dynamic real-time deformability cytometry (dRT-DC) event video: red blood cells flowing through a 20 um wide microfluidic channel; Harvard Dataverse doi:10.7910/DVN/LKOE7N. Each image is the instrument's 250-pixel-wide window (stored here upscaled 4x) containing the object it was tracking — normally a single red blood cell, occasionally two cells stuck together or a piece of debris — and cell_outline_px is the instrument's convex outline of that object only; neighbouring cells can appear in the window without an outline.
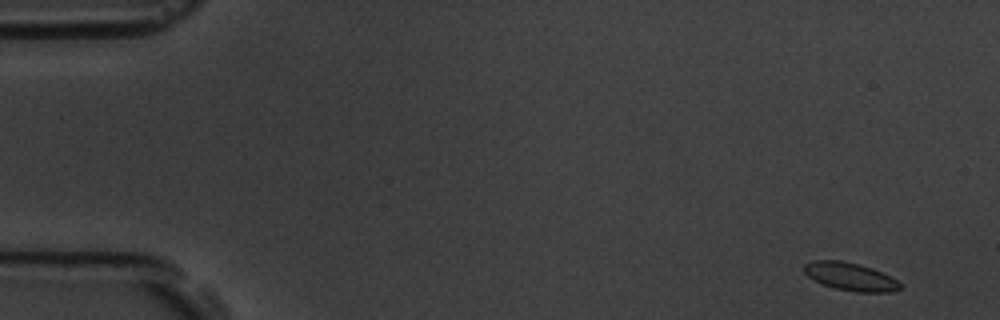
{"species": "common noctule bat (a hibernating species)", "species_latin": "Nyctalus noctula", "temperature_condition": "room temperature", "stored_images_in_passage": 56, "camera_frame_rate_fps": 3000, "um_per_image_px": 0.085, "animal": {"sex": "male", "body_mass_g": 19.5, "forearm_length_mm": 54.6}, "frame": {"image": 1, "passage_image": 2, "time_ms": 0.333, "image_size_px": [1000, 320], "cell_outline_px": [[900, 288], [892, 292], [856, 292], [836, 288], [824, 284], [808, 276], [804, 272], [804, 264], [812, 260], [840, 260], [860, 264], [872, 268], [896, 280], [900, 284]], "centroid_in_image_um": [72.26, 23.5], "position_along_channel_um": 12.7, "area_um2": 15.37}}
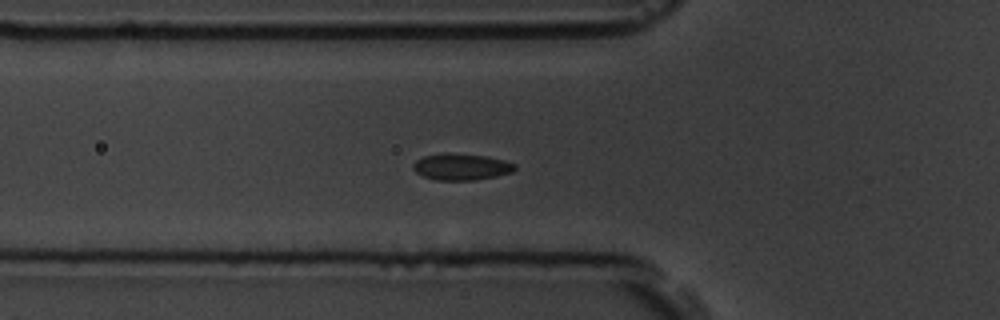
{"frame": {"image": 2, "passage_image": 19, "time_ms": 6.0, "image_size_px": [1000, 320], "cell_outline_px": [[516, 168], [512, 172], [496, 176], [476, 180], [436, 180], [424, 176], [416, 172], [412, 168], [412, 164], [416, 160], [424, 156], [444, 152], [448, 152], [488, 156], [504, 160], [516, 164]], "centroid_in_image_um": [39.21, 14.17], "position_along_channel_um": 86.6, "area_um2": 15.9}}
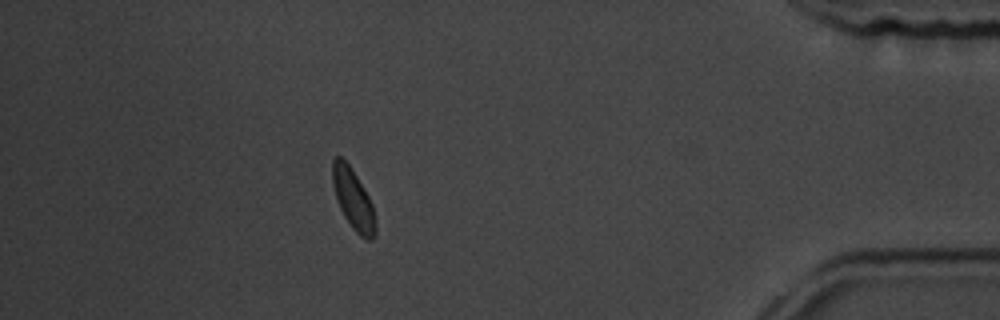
{"frame": {"image": 3, "passage_image": 50, "time_ms": 16.333, "image_size_px": [1000, 320], "cell_outline_px": [[376, 236], [372, 240], [368, 240], [360, 236], [352, 228], [344, 216], [336, 200], [332, 184], [332, 160], [336, 156], [340, 156], [348, 164], [364, 188], [372, 204], [376, 220]], "centroid_in_image_um": [30.02, 16.97], "position_along_channel_um": 405.2, "area_um2": 15.26}, "authors_computed_cell_mechanics": {"area_um2": 15.5193, "velocity_mm_per_s": 3.5457, "shape_relaxation_time_tau1_ms": 1.8241, "shape_relaxation_time_tau2_ms": 0.8553, "deformation_change_tau1": 0.0606, "deformation_change_tau2": 0.0534}}